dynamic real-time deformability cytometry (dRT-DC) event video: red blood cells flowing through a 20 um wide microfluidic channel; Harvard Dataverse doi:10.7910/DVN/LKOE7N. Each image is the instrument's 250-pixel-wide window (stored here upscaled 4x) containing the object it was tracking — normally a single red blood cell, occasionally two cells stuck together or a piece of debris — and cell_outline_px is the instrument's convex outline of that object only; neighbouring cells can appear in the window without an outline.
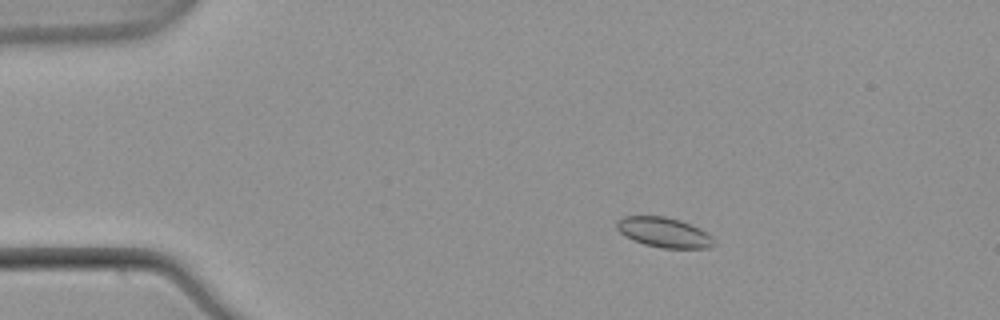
{"species": "common noctule bat (a hibernating species)", "species_latin": "Nyctalus noctula", "temperature_condition": "warm", "stored_images_in_passage": 55, "camera_frame_rate_fps": 3000, "um_per_image_px": 0.085, "animal": {"sex": "male", "body_mass_g": 21.5, "forearm_length_mm": 52.0}, "frame": {"image": 1, "passage_image": 11, "time_ms": 3.333, "image_size_px": [1000, 320], "cell_outline_px": [[716, 244], [708, 248], [660, 248], [644, 244], [632, 240], [624, 236], [616, 228], [616, 220], [624, 216], [664, 216], [680, 220], [692, 224], [708, 232], [716, 240]], "centroid_in_image_um": [56.46, 19.75], "position_along_channel_um": 28.5, "area_um2": 17.34}}
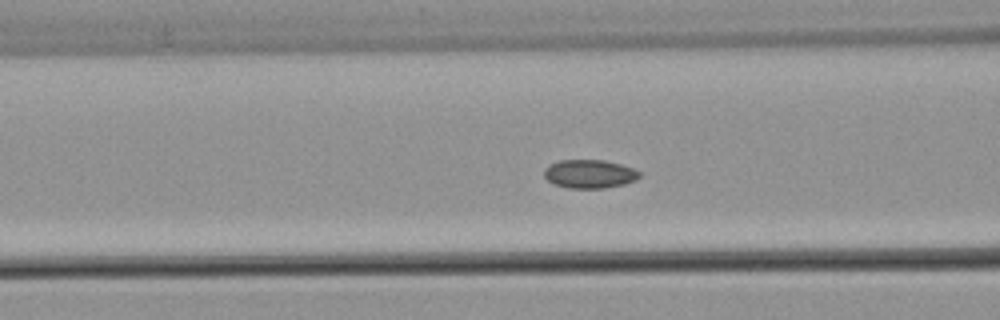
{"frame": {"image": 2, "passage_image": 23, "time_ms": 7.333, "image_size_px": [1000, 320], "cell_outline_px": [[640, 176], [636, 180], [624, 184], [604, 188], [568, 188], [556, 184], [548, 180], [544, 176], [544, 168], [548, 164], [560, 160], [604, 160], [620, 164], [632, 168], [640, 172]], "centroid_in_image_um": [50.1, 14.78], "position_along_channel_um": 116.5, "area_um2": 15.84}}
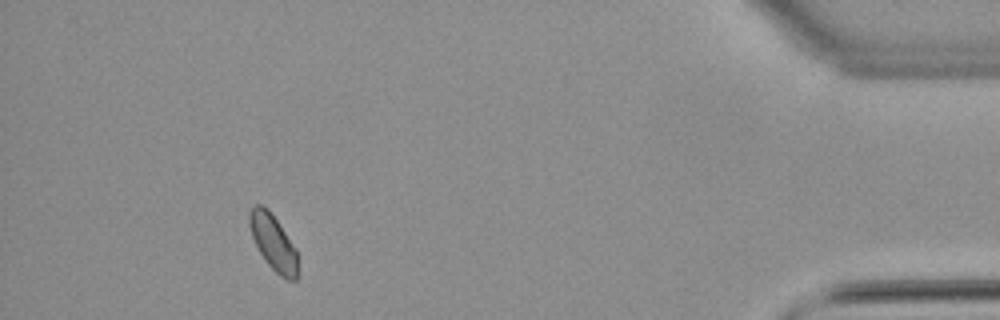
{"frame": {"image": 3, "passage_image": 51, "time_ms": 16.667, "image_size_px": [1000, 320], "cell_outline_px": [[296, 280], [288, 280], [280, 276], [268, 264], [260, 252], [252, 236], [248, 224], [248, 212], [256, 204], [264, 204], [268, 208], [296, 248]], "centroid_in_image_um": [23.19, 20.55], "position_along_channel_um": 412.0, "area_um2": 15.43}, "authors_computed_cell_mechanics": {"area_um2": 15.9528, "velocity_mm_per_s": 3.8181, "shape_relaxation_time_tau1_ms": null, "shape_relaxation_time_tau2_ms": 6.543, "deformation_change_tau1": null, "deformation_change_tau2": 0.0545}}